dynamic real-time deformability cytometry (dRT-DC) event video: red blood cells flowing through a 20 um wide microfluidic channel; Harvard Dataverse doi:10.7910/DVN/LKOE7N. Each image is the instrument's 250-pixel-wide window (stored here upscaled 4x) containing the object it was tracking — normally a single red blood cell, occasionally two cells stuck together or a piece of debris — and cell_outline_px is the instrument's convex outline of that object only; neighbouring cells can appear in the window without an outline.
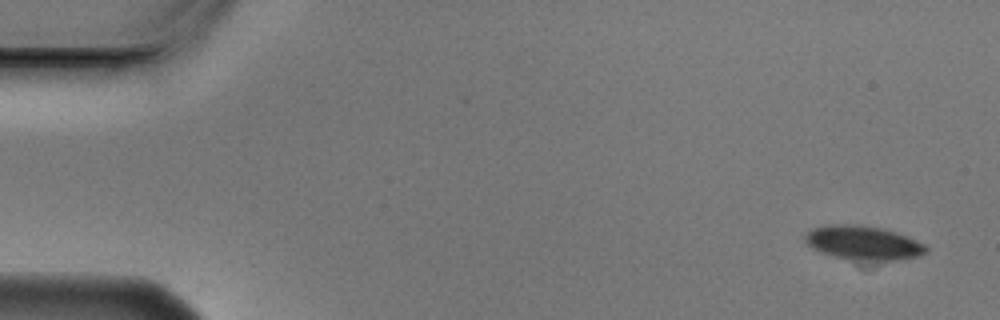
{"species": "Egyptian fruit bat (a non-hibernating species)", "species_latin": "Rousettus aegyptiacus", "temperature_condition": "cold", "stored_images_in_passage": 10, "camera_frame_rate_fps": 3000, "um_per_image_px": 0.085, "animal": {"sex": "male"}, "frame": {"image": 1, "passage_image": 1, "time_ms": 0.0, "image_size_px": [1000, 320], "cell_outline_px": [[928, 252], [916, 256], [892, 260], [860, 264], [820, 252], [812, 248], [804, 240], [804, 236], [812, 228], [828, 224], [860, 224], [880, 228], [896, 232], [908, 236], [924, 244], [928, 248]], "centroid_in_image_um": [73.35, 20.67], "position_along_channel_um": 11.6, "area_um2": 24.74}}
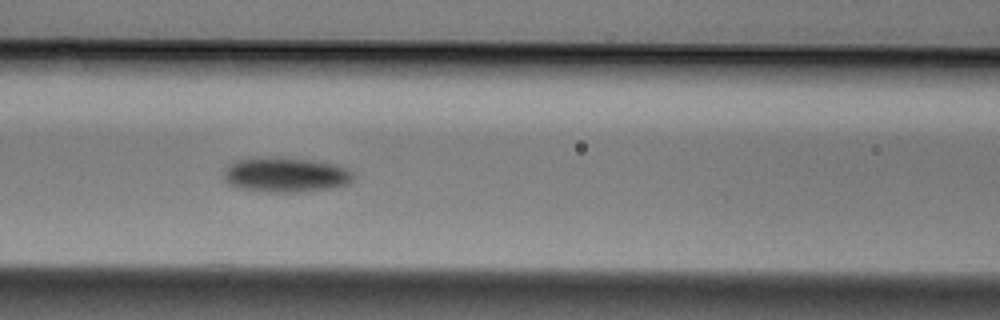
{"frame": {"image": 2, "passage_image": 7, "time_ms": 2.0, "image_size_px": [1000, 320], "cell_outline_px": [[356, 176], [348, 184], [332, 188], [296, 192], [264, 192], [240, 188], [228, 184], [224, 180], [224, 168], [228, 164], [236, 160], [256, 156], [284, 156], [312, 160], [336, 164], [348, 168], [356, 172]], "centroid_in_image_um": [24.29, 14.83], "position_along_channel_um": 142.3, "area_um2": 27.22}}
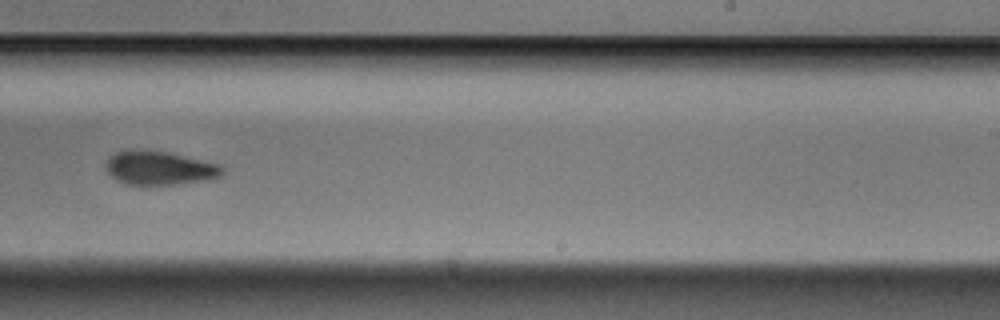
{"frame": {"image": 3, "passage_image": 10, "time_ms": 3.0, "image_size_px": [1000, 320], "cell_outline_px": [[224, 172], [220, 176], [208, 180], [176, 184], [128, 184], [116, 180], [108, 172], [104, 164], [116, 152], [128, 148], [168, 152], [220, 164], [224, 168]], "centroid_in_image_um": [13.56, 14.26], "position_along_channel_um": 275.4, "area_um2": 22.95}}